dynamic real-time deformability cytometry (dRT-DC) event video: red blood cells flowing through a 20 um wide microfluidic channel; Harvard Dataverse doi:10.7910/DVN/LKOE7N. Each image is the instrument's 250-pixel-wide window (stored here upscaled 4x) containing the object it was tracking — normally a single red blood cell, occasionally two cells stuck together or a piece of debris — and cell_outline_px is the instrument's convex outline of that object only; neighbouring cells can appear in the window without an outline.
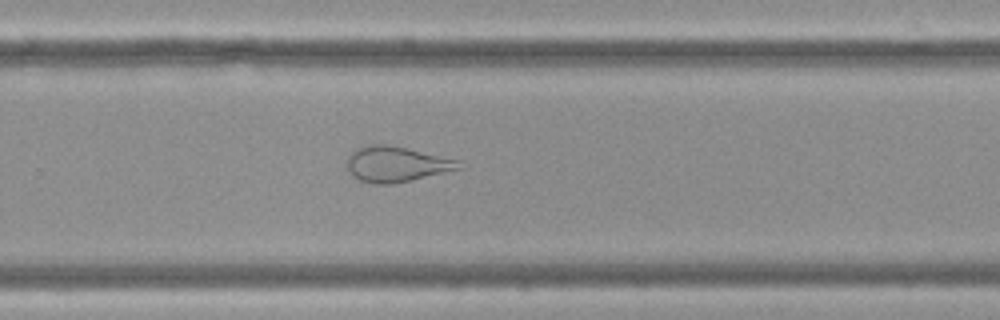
{"species": "Egyptian fruit bat (a non-hibernating species)", "species_latin": "Rousettus aegyptiacus", "temperature_condition": "cold", "stored_images_in_passage": 59, "camera_frame_rate_fps": 3000, "um_per_image_px": 0.085, "frame": {"image": 1, "passage_image": 39, "time_ms": 12.667, "image_size_px": [1000, 320], "cell_outline_px": [[464, 160], [460, 168], [392, 184], [376, 184], [360, 180], [344, 164], [348, 156], [356, 148], [372, 144], [384, 144], [408, 148]], "centroid_in_image_um": [33.71, 13.92], "position_along_channel_um": 296.1, "area_um2": 23.0}}
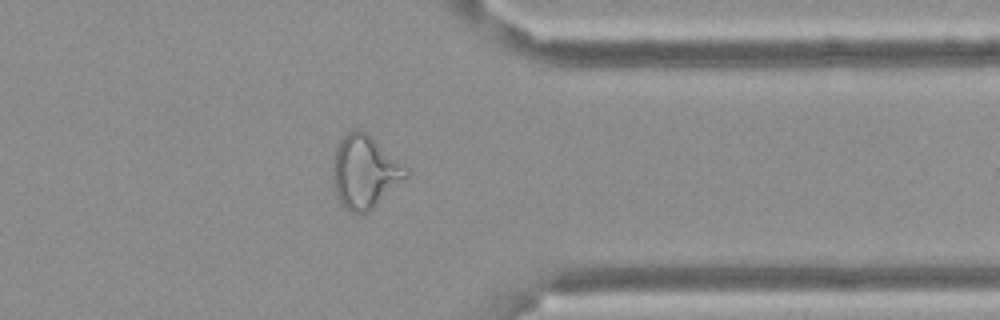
{"frame": {"image": 2, "passage_image": 47, "time_ms": 15.333, "image_size_px": [1000, 320], "cell_outline_px": [[408, 176], [368, 212], [352, 212], [344, 208], [340, 204], [336, 192], [332, 176], [332, 160], [336, 148], [340, 140], [352, 128], [360, 128], [408, 168]], "centroid_in_image_um": [30.97, 14.59], "position_along_channel_um": 380.4, "area_um2": 30.75}}
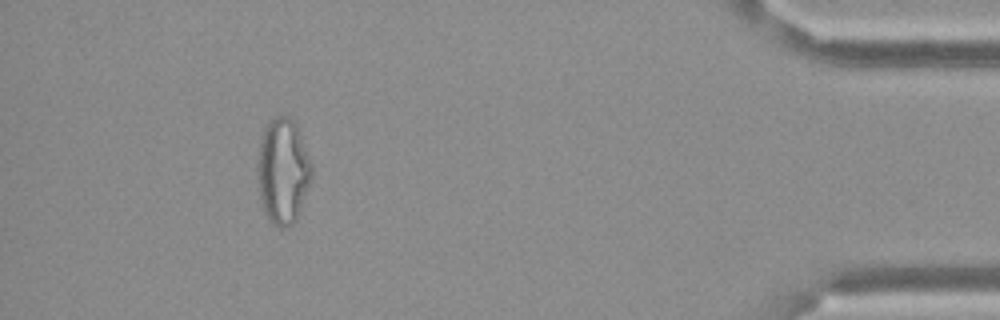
{"frame": {"image": 3, "passage_image": 54, "time_ms": 17.667, "image_size_px": [1000, 320], "cell_outline_px": [[312, 176], [296, 220], [292, 224], [284, 228], [280, 228], [272, 224], [268, 220], [260, 204], [256, 176], [256, 164], [260, 136], [268, 120], [276, 116], [288, 116], [296, 124], [312, 168]], "centroid_in_image_um": [23.98, 14.56], "position_along_channel_um": 411.2, "area_um2": 33.76}}